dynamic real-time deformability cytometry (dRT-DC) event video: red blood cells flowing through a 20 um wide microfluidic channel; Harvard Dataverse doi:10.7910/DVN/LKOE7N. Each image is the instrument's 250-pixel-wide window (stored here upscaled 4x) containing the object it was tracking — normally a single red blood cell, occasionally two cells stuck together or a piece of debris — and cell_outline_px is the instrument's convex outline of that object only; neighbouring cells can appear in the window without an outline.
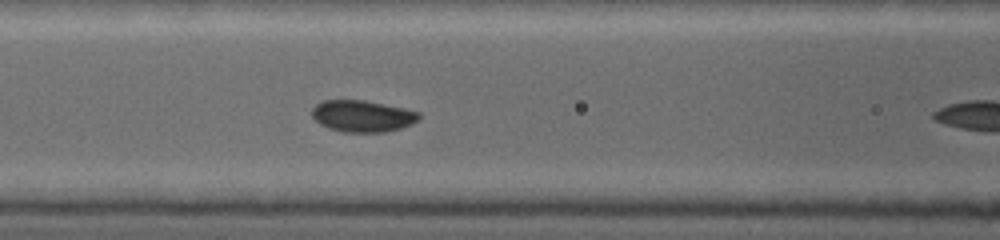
{"species": "common noctule bat (a hibernating species)", "species_latin": "Nyctalus noctula", "temperature_condition": "warm", "stored_images_in_passage": 4, "camera_frame_rate_fps": 5000, "um_per_image_px": 0.085, "animal": {"sex": "female", "body_mass_g": 19.0, "forearm_length_mm": 53.3}, "frame": {"image": 1, "passage_image": 3, "time_ms": 1.6, "image_size_px": [1000, 240], "cell_outline_px": [[420, 116], [416, 120], [400, 128], [384, 132], [344, 132], [328, 128], [320, 124], [312, 116], [312, 108], [316, 104], [324, 100], [364, 100], [420, 112]], "centroid_in_image_um": [30.75, 9.86], "position_along_channel_um": 135.8, "area_um2": 19.42}}